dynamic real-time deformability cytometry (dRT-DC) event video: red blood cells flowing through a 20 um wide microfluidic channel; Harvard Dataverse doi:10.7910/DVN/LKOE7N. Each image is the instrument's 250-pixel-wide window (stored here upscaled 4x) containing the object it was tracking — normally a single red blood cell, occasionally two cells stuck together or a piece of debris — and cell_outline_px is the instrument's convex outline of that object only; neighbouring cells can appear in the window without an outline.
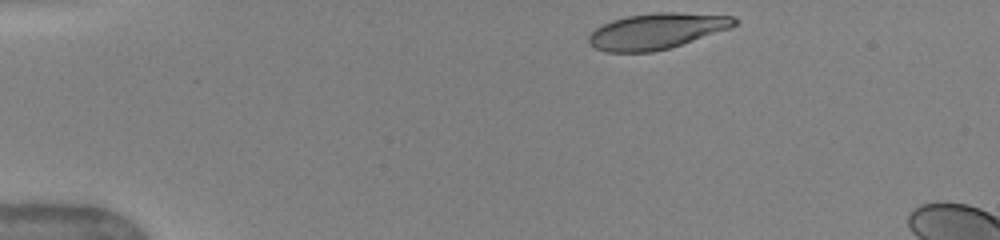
{"species": "human", "species_latin": "Homo sapiens", "temperature_condition": "warm", "stored_images_in_passage": 43, "segment_of_instrument_passage": [1, 2], "camera_frame_rate_fps": 3000, "um_per_image_px": 0.085, "donor": {"sex": "female"}, "frame": {"image": 1, "passage_image": 1, "time_ms": 0.0, "image_size_px": [1000, 240], "cell_outline_px": [[740, 20], [732, 28], [668, 48], [652, 52], [608, 52], [596, 48], [588, 44], [588, 36], [596, 28], [612, 20], [628, 16], [656, 12], [676, 12], [732, 16]], "centroid_in_image_um": [55.83, 2.64], "position_along_channel_um": 29.2, "area_um2": 30.29}}
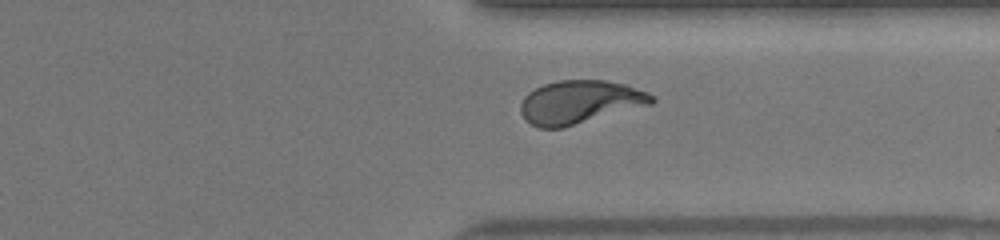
{"frame": {"image": 2, "passage_image": 31, "time_ms": 10.0, "image_size_px": [1000, 240], "cell_outline_px": [[656, 100], [652, 104], [564, 128], [540, 128], [532, 124], [520, 112], [520, 104], [524, 96], [528, 92], [544, 84], [556, 80], [604, 80], [628, 84], [648, 92]], "centroid_in_image_um": [49.31, 8.67], "position_along_channel_um": 362.1, "area_um2": 33.29}}
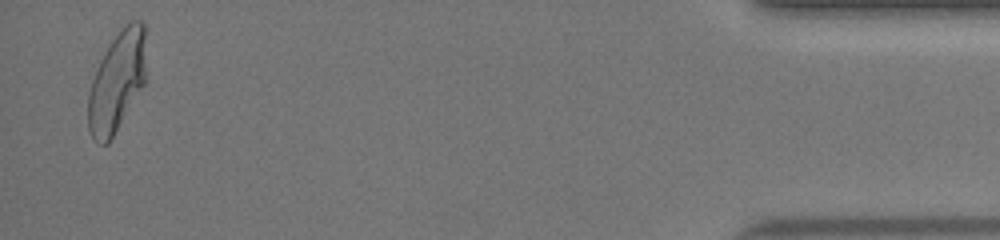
{"frame": {"image": 3, "passage_image": 41, "time_ms": 13.333, "image_size_px": [1000, 240], "cell_outline_px": [[144, 84], [108, 144], [100, 144], [92, 136], [88, 128], [88, 92], [92, 80], [100, 60], [112, 40], [132, 20], [144, 20]], "centroid_in_image_um": [9.92, 6.97], "position_along_channel_um": 425.3, "area_um2": 32.95}}